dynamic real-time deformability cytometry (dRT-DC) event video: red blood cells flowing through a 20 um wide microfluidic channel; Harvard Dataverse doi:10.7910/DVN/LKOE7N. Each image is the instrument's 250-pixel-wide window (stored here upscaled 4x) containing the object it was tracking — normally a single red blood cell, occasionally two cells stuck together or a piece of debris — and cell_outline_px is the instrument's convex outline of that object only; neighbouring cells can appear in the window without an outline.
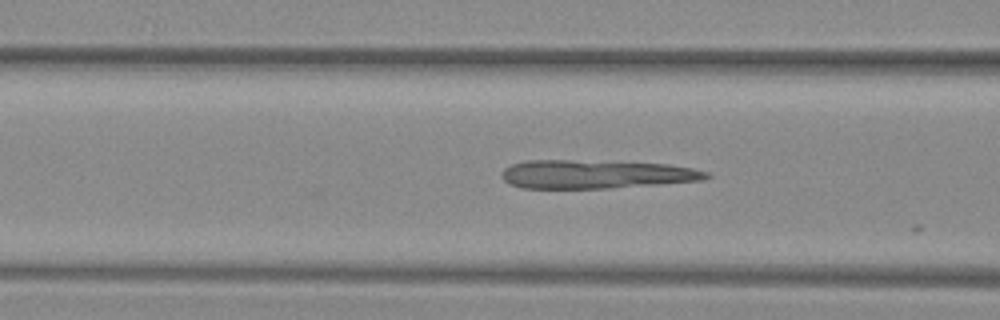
{"species": "common noctule bat (a hibernating species)", "species_latin": "Nyctalus noctula", "temperature_condition": "warm", "stored_images_in_passage": 11, "camera_frame_rate_fps": 3000, "um_per_image_px": 0.085, "animal": {"sex": "female", "body_mass_g": 29.2, "forearm_length_mm": 56.3}, "frame": {"image": 1, "passage_image": 4, "time_ms": 1.0, "image_size_px": [1000, 320], "cell_outline_px": [[712, 176], [704, 180], [608, 188], [520, 188], [508, 184], [500, 176], [500, 172], [504, 168], [512, 164], [528, 160], [568, 160], [668, 164], [692, 168], [708, 172]], "centroid_in_image_um": [50.6, 14.81], "position_along_channel_um": 116.0, "area_um2": 33.99}}
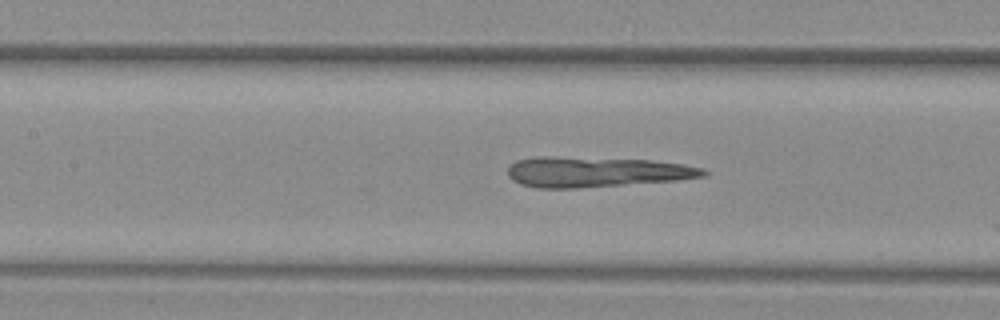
{"frame": {"image": 2, "passage_image": 7, "time_ms": 2.0, "image_size_px": [1000, 320], "cell_outline_px": [[708, 176], [680, 180], [580, 188], [536, 188], [520, 184], [512, 180], [508, 176], [508, 168], [516, 160], [536, 156], [548, 156], [652, 160], [680, 164], [704, 168], [708, 172]], "centroid_in_image_um": [50.68, 14.62], "position_along_channel_um": 156.7, "area_um2": 34.85}}
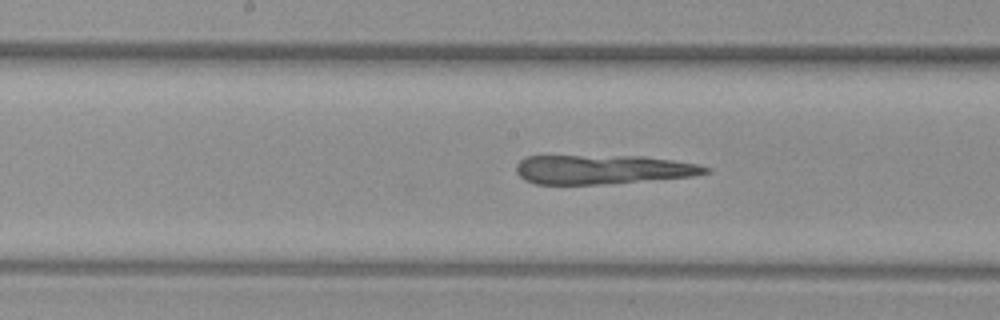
{"frame": {"image": 3, "passage_image": 10, "time_ms": 3.0, "image_size_px": [1000, 320], "cell_outline_px": [[712, 172], [692, 176], [604, 184], [536, 184], [524, 180], [516, 172], [516, 164], [520, 160], [528, 156], [644, 156], [672, 160], [696, 164], [712, 168]], "centroid_in_image_um": [51.23, 14.4], "position_along_channel_um": 197.0, "area_um2": 32.14}}